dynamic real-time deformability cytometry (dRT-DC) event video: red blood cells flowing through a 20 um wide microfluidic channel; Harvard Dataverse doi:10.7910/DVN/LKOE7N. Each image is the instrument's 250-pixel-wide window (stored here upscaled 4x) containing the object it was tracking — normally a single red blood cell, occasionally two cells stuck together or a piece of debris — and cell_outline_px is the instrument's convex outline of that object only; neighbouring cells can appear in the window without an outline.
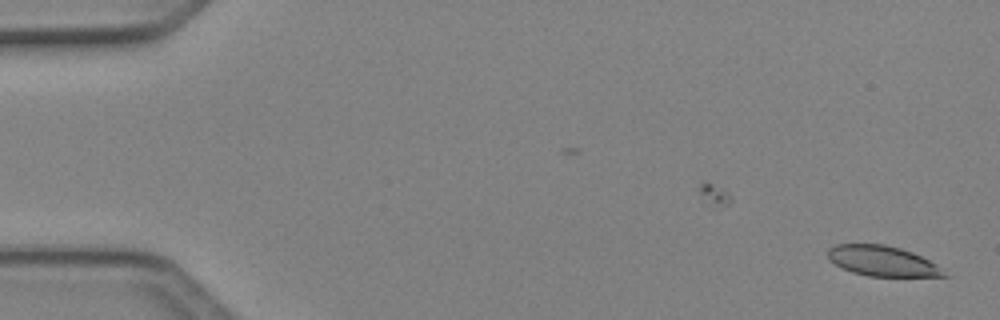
{"species": "Egyptian fruit bat (a non-hibernating species)", "species_latin": "Rousettus aegyptiacus", "temperature_condition": "cold", "stored_images_in_passage": 44, "camera_frame_rate_fps": 3000, "um_per_image_px": 0.085, "animal": {"sex": "female"}, "frame": {"image": 1, "passage_image": 1, "time_ms": 0.0, "image_size_px": [1000, 320], "cell_outline_px": [[952, 276], [868, 276], [852, 272], [828, 260], [828, 248], [836, 244], [884, 244], [900, 248], [912, 252], [936, 264]], "centroid_in_image_um": [75.0, 22.18], "position_along_channel_um": 10.0, "area_um2": 20.4}}
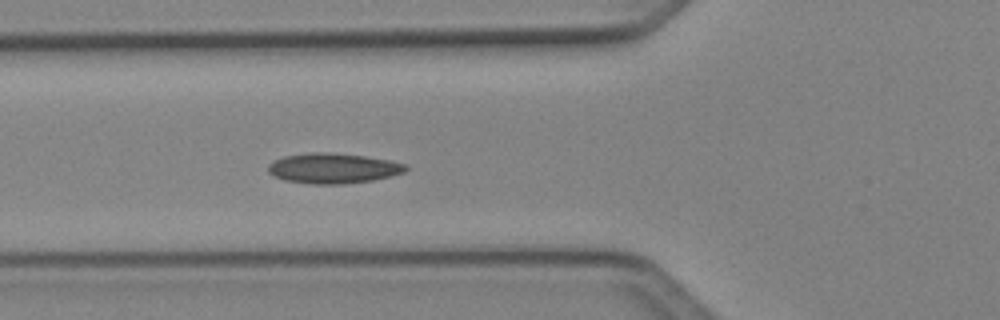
{"frame": {"image": 2, "passage_image": 18, "time_ms": 5.667, "image_size_px": [1000, 320], "cell_outline_px": [[408, 168], [404, 172], [392, 176], [372, 180], [344, 184], [312, 184], [284, 180], [272, 176], [268, 172], [268, 164], [284, 156], [312, 152], [328, 152], [364, 156], [388, 160], [404, 164]], "centroid_in_image_um": [28.29, 14.31], "position_along_channel_um": 97.5, "area_um2": 24.16}}
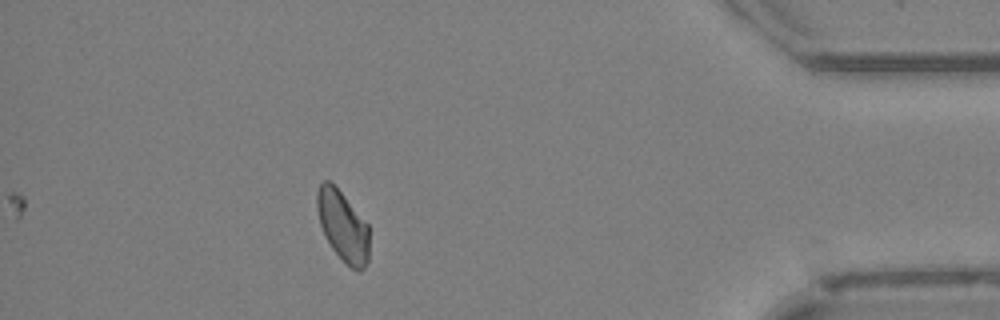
{"frame": {"image": 3, "passage_image": 44, "time_ms": 14.333, "image_size_px": [1000, 320], "cell_outline_px": [[368, 264], [360, 272], [356, 272], [332, 248], [324, 236], [320, 224], [316, 208], [316, 192], [320, 184], [324, 180], [328, 180], [344, 196], [368, 224]], "centroid_in_image_um": [29.13, 19.23], "position_along_channel_um": 406.1, "area_um2": 21.27}, "authors_computed_cell_mechanics": {"area_um2": 22.253, "velocity_mm_per_s": 4.0898, "shape_relaxation_time_tau1_ms": 10.3112, "shape_relaxation_time_tau2_ms": 3.6395, "deformation_change_tau1": 0.1597, "deformation_change_tau2": 0.0797}}